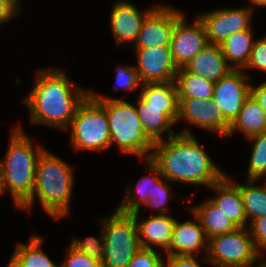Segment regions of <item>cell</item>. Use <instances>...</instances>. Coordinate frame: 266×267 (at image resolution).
Returning <instances> with one entry per match:
<instances>
[{
	"instance_id": "24",
	"label": "cell",
	"mask_w": 266,
	"mask_h": 267,
	"mask_svg": "<svg viewBox=\"0 0 266 267\" xmlns=\"http://www.w3.org/2000/svg\"><path fill=\"white\" fill-rule=\"evenodd\" d=\"M43 238L34 234L28 243H18L5 267H59L43 250Z\"/></svg>"
},
{
	"instance_id": "32",
	"label": "cell",
	"mask_w": 266,
	"mask_h": 267,
	"mask_svg": "<svg viewBox=\"0 0 266 267\" xmlns=\"http://www.w3.org/2000/svg\"><path fill=\"white\" fill-rule=\"evenodd\" d=\"M116 70V81L113 90L125 89L133 91L135 88H141L142 82L139 73L135 70L134 65H121L115 68Z\"/></svg>"
},
{
	"instance_id": "2",
	"label": "cell",
	"mask_w": 266,
	"mask_h": 267,
	"mask_svg": "<svg viewBox=\"0 0 266 267\" xmlns=\"http://www.w3.org/2000/svg\"><path fill=\"white\" fill-rule=\"evenodd\" d=\"M36 73L32 90L23 98L31 123L68 131L77 108L90 90L73 86L60 68L39 69Z\"/></svg>"
},
{
	"instance_id": "42",
	"label": "cell",
	"mask_w": 266,
	"mask_h": 267,
	"mask_svg": "<svg viewBox=\"0 0 266 267\" xmlns=\"http://www.w3.org/2000/svg\"><path fill=\"white\" fill-rule=\"evenodd\" d=\"M19 9H21V1L20 0H11Z\"/></svg>"
},
{
	"instance_id": "31",
	"label": "cell",
	"mask_w": 266,
	"mask_h": 267,
	"mask_svg": "<svg viewBox=\"0 0 266 267\" xmlns=\"http://www.w3.org/2000/svg\"><path fill=\"white\" fill-rule=\"evenodd\" d=\"M170 183L166 178H161L154 187L152 195L145 203V207H151L157 210L158 215L169 214L168 202L172 196L170 189Z\"/></svg>"
},
{
	"instance_id": "18",
	"label": "cell",
	"mask_w": 266,
	"mask_h": 267,
	"mask_svg": "<svg viewBox=\"0 0 266 267\" xmlns=\"http://www.w3.org/2000/svg\"><path fill=\"white\" fill-rule=\"evenodd\" d=\"M208 190H212L217 194L208 199L219 207L238 228L248 227V220L239 187L228 174H225L218 182L208 188Z\"/></svg>"
},
{
	"instance_id": "9",
	"label": "cell",
	"mask_w": 266,
	"mask_h": 267,
	"mask_svg": "<svg viewBox=\"0 0 266 267\" xmlns=\"http://www.w3.org/2000/svg\"><path fill=\"white\" fill-rule=\"evenodd\" d=\"M243 69H233L214 85L212 102L231 125L250 96L251 75Z\"/></svg>"
},
{
	"instance_id": "10",
	"label": "cell",
	"mask_w": 266,
	"mask_h": 267,
	"mask_svg": "<svg viewBox=\"0 0 266 267\" xmlns=\"http://www.w3.org/2000/svg\"><path fill=\"white\" fill-rule=\"evenodd\" d=\"M254 8H221L209 10L197 17L204 26L208 44L220 45L226 38L235 32L252 28V14Z\"/></svg>"
},
{
	"instance_id": "30",
	"label": "cell",
	"mask_w": 266,
	"mask_h": 267,
	"mask_svg": "<svg viewBox=\"0 0 266 267\" xmlns=\"http://www.w3.org/2000/svg\"><path fill=\"white\" fill-rule=\"evenodd\" d=\"M100 228L101 234L97 238L95 236H89L85 239L73 237L69 245L102 264L104 258V236L102 226Z\"/></svg>"
},
{
	"instance_id": "21",
	"label": "cell",
	"mask_w": 266,
	"mask_h": 267,
	"mask_svg": "<svg viewBox=\"0 0 266 267\" xmlns=\"http://www.w3.org/2000/svg\"><path fill=\"white\" fill-rule=\"evenodd\" d=\"M143 161L146 162L145 165H147L149 175L147 174L137 182L136 191L133 189V184L128 187L123 200H121L122 202L116 208L120 212L134 213L140 211L142 206L144 207L145 203L152 195L155 185L162 178L158 166L150 158Z\"/></svg>"
},
{
	"instance_id": "34",
	"label": "cell",
	"mask_w": 266,
	"mask_h": 267,
	"mask_svg": "<svg viewBox=\"0 0 266 267\" xmlns=\"http://www.w3.org/2000/svg\"><path fill=\"white\" fill-rule=\"evenodd\" d=\"M245 69L266 72V36L255 39L250 60L243 70Z\"/></svg>"
},
{
	"instance_id": "35",
	"label": "cell",
	"mask_w": 266,
	"mask_h": 267,
	"mask_svg": "<svg viewBox=\"0 0 266 267\" xmlns=\"http://www.w3.org/2000/svg\"><path fill=\"white\" fill-rule=\"evenodd\" d=\"M247 228L253 239L255 248L264 257V254H266V216L252 220Z\"/></svg>"
},
{
	"instance_id": "20",
	"label": "cell",
	"mask_w": 266,
	"mask_h": 267,
	"mask_svg": "<svg viewBox=\"0 0 266 267\" xmlns=\"http://www.w3.org/2000/svg\"><path fill=\"white\" fill-rule=\"evenodd\" d=\"M184 68L213 83L233 70L227 63L220 45L215 44H207Z\"/></svg>"
},
{
	"instance_id": "16",
	"label": "cell",
	"mask_w": 266,
	"mask_h": 267,
	"mask_svg": "<svg viewBox=\"0 0 266 267\" xmlns=\"http://www.w3.org/2000/svg\"><path fill=\"white\" fill-rule=\"evenodd\" d=\"M137 100L138 117L145 134L153 143L164 140V136L170 138L176 135L172 127L177 123L178 106L149 105L140 95Z\"/></svg>"
},
{
	"instance_id": "33",
	"label": "cell",
	"mask_w": 266,
	"mask_h": 267,
	"mask_svg": "<svg viewBox=\"0 0 266 267\" xmlns=\"http://www.w3.org/2000/svg\"><path fill=\"white\" fill-rule=\"evenodd\" d=\"M157 249L140 248L128 267H165V260Z\"/></svg>"
},
{
	"instance_id": "27",
	"label": "cell",
	"mask_w": 266,
	"mask_h": 267,
	"mask_svg": "<svg viewBox=\"0 0 266 267\" xmlns=\"http://www.w3.org/2000/svg\"><path fill=\"white\" fill-rule=\"evenodd\" d=\"M246 181V184L233 182L239 187L249 224L256 218L266 216V183L258 186L256 179H246Z\"/></svg>"
},
{
	"instance_id": "12",
	"label": "cell",
	"mask_w": 266,
	"mask_h": 267,
	"mask_svg": "<svg viewBox=\"0 0 266 267\" xmlns=\"http://www.w3.org/2000/svg\"><path fill=\"white\" fill-rule=\"evenodd\" d=\"M135 70L142 84L164 83L175 80L179 68L173 60L170 46L135 48Z\"/></svg>"
},
{
	"instance_id": "8",
	"label": "cell",
	"mask_w": 266,
	"mask_h": 267,
	"mask_svg": "<svg viewBox=\"0 0 266 267\" xmlns=\"http://www.w3.org/2000/svg\"><path fill=\"white\" fill-rule=\"evenodd\" d=\"M262 257L248 228L242 227L208 239L206 258L201 260L215 267H257Z\"/></svg>"
},
{
	"instance_id": "40",
	"label": "cell",
	"mask_w": 266,
	"mask_h": 267,
	"mask_svg": "<svg viewBox=\"0 0 266 267\" xmlns=\"http://www.w3.org/2000/svg\"><path fill=\"white\" fill-rule=\"evenodd\" d=\"M248 1L252 5L251 7L254 8V9L256 7H259V8L266 7V0H248Z\"/></svg>"
},
{
	"instance_id": "38",
	"label": "cell",
	"mask_w": 266,
	"mask_h": 267,
	"mask_svg": "<svg viewBox=\"0 0 266 267\" xmlns=\"http://www.w3.org/2000/svg\"><path fill=\"white\" fill-rule=\"evenodd\" d=\"M21 10L11 0H0V26L15 19Z\"/></svg>"
},
{
	"instance_id": "26",
	"label": "cell",
	"mask_w": 266,
	"mask_h": 267,
	"mask_svg": "<svg viewBox=\"0 0 266 267\" xmlns=\"http://www.w3.org/2000/svg\"><path fill=\"white\" fill-rule=\"evenodd\" d=\"M178 98H202L212 100L215 83L188 72L184 67L176 74Z\"/></svg>"
},
{
	"instance_id": "14",
	"label": "cell",
	"mask_w": 266,
	"mask_h": 267,
	"mask_svg": "<svg viewBox=\"0 0 266 267\" xmlns=\"http://www.w3.org/2000/svg\"><path fill=\"white\" fill-rule=\"evenodd\" d=\"M178 121L186 122L226 137L230 124L210 99L178 98Z\"/></svg>"
},
{
	"instance_id": "4",
	"label": "cell",
	"mask_w": 266,
	"mask_h": 267,
	"mask_svg": "<svg viewBox=\"0 0 266 267\" xmlns=\"http://www.w3.org/2000/svg\"><path fill=\"white\" fill-rule=\"evenodd\" d=\"M72 166L45 149L36 164L35 185L31 199L21 208L32 212L36 199L52 219L70 215V201L74 189Z\"/></svg>"
},
{
	"instance_id": "5",
	"label": "cell",
	"mask_w": 266,
	"mask_h": 267,
	"mask_svg": "<svg viewBox=\"0 0 266 267\" xmlns=\"http://www.w3.org/2000/svg\"><path fill=\"white\" fill-rule=\"evenodd\" d=\"M90 94L105 108L109 121L110 147L117 145L123 154H132L140 161L151 158L154 143L147 137L138 117L136 105L122 98Z\"/></svg>"
},
{
	"instance_id": "19",
	"label": "cell",
	"mask_w": 266,
	"mask_h": 267,
	"mask_svg": "<svg viewBox=\"0 0 266 267\" xmlns=\"http://www.w3.org/2000/svg\"><path fill=\"white\" fill-rule=\"evenodd\" d=\"M140 212L141 210L132 213L137 224L140 246L149 249H154L156 246L165 251L171 243L176 218L170 214H156L144 220L141 217V221L139 219Z\"/></svg>"
},
{
	"instance_id": "7",
	"label": "cell",
	"mask_w": 266,
	"mask_h": 267,
	"mask_svg": "<svg viewBox=\"0 0 266 267\" xmlns=\"http://www.w3.org/2000/svg\"><path fill=\"white\" fill-rule=\"evenodd\" d=\"M70 145L80 150H106L110 148L109 121L105 108L89 94L77 108L71 121Z\"/></svg>"
},
{
	"instance_id": "36",
	"label": "cell",
	"mask_w": 266,
	"mask_h": 267,
	"mask_svg": "<svg viewBox=\"0 0 266 267\" xmlns=\"http://www.w3.org/2000/svg\"><path fill=\"white\" fill-rule=\"evenodd\" d=\"M59 267H102V264L88 257L86 254L77 251L70 245L66 259H64Z\"/></svg>"
},
{
	"instance_id": "13",
	"label": "cell",
	"mask_w": 266,
	"mask_h": 267,
	"mask_svg": "<svg viewBox=\"0 0 266 267\" xmlns=\"http://www.w3.org/2000/svg\"><path fill=\"white\" fill-rule=\"evenodd\" d=\"M186 20L183 14L175 23L171 35V53L178 68L184 67L208 44L204 26L199 18L196 17L191 24Z\"/></svg>"
},
{
	"instance_id": "41",
	"label": "cell",
	"mask_w": 266,
	"mask_h": 267,
	"mask_svg": "<svg viewBox=\"0 0 266 267\" xmlns=\"http://www.w3.org/2000/svg\"><path fill=\"white\" fill-rule=\"evenodd\" d=\"M257 267H266V260H259Z\"/></svg>"
},
{
	"instance_id": "3",
	"label": "cell",
	"mask_w": 266,
	"mask_h": 267,
	"mask_svg": "<svg viewBox=\"0 0 266 267\" xmlns=\"http://www.w3.org/2000/svg\"><path fill=\"white\" fill-rule=\"evenodd\" d=\"M10 134L7 152L0 159V196L8 191L16 208L21 210L32 197L37 160L46 148L33 147L21 125L12 128Z\"/></svg>"
},
{
	"instance_id": "6",
	"label": "cell",
	"mask_w": 266,
	"mask_h": 267,
	"mask_svg": "<svg viewBox=\"0 0 266 267\" xmlns=\"http://www.w3.org/2000/svg\"><path fill=\"white\" fill-rule=\"evenodd\" d=\"M99 221L104 236L102 267H128L141 248L134 215L116 209Z\"/></svg>"
},
{
	"instance_id": "17",
	"label": "cell",
	"mask_w": 266,
	"mask_h": 267,
	"mask_svg": "<svg viewBox=\"0 0 266 267\" xmlns=\"http://www.w3.org/2000/svg\"><path fill=\"white\" fill-rule=\"evenodd\" d=\"M194 219L178 222L175 220L171 243L165 250V256H197L200 250L202 257L206 258L208 239L198 218L192 213Z\"/></svg>"
},
{
	"instance_id": "37",
	"label": "cell",
	"mask_w": 266,
	"mask_h": 267,
	"mask_svg": "<svg viewBox=\"0 0 266 267\" xmlns=\"http://www.w3.org/2000/svg\"><path fill=\"white\" fill-rule=\"evenodd\" d=\"M165 267H201V262L195 256H165Z\"/></svg>"
},
{
	"instance_id": "23",
	"label": "cell",
	"mask_w": 266,
	"mask_h": 267,
	"mask_svg": "<svg viewBox=\"0 0 266 267\" xmlns=\"http://www.w3.org/2000/svg\"><path fill=\"white\" fill-rule=\"evenodd\" d=\"M189 210L199 220L207 239L235 231L238 227L209 199Z\"/></svg>"
},
{
	"instance_id": "29",
	"label": "cell",
	"mask_w": 266,
	"mask_h": 267,
	"mask_svg": "<svg viewBox=\"0 0 266 267\" xmlns=\"http://www.w3.org/2000/svg\"><path fill=\"white\" fill-rule=\"evenodd\" d=\"M247 140L252 141L253 148L247 167L246 179H264L266 177V133L253 135Z\"/></svg>"
},
{
	"instance_id": "28",
	"label": "cell",
	"mask_w": 266,
	"mask_h": 267,
	"mask_svg": "<svg viewBox=\"0 0 266 267\" xmlns=\"http://www.w3.org/2000/svg\"><path fill=\"white\" fill-rule=\"evenodd\" d=\"M140 96L149 105L178 106V91L175 80L164 83L142 84Z\"/></svg>"
},
{
	"instance_id": "11",
	"label": "cell",
	"mask_w": 266,
	"mask_h": 267,
	"mask_svg": "<svg viewBox=\"0 0 266 267\" xmlns=\"http://www.w3.org/2000/svg\"><path fill=\"white\" fill-rule=\"evenodd\" d=\"M183 14L169 4H157L144 19L134 48L170 46L175 23Z\"/></svg>"
},
{
	"instance_id": "25",
	"label": "cell",
	"mask_w": 266,
	"mask_h": 267,
	"mask_svg": "<svg viewBox=\"0 0 266 267\" xmlns=\"http://www.w3.org/2000/svg\"><path fill=\"white\" fill-rule=\"evenodd\" d=\"M252 28L235 32L221 44L222 53L233 69H244L248 64L255 41Z\"/></svg>"
},
{
	"instance_id": "39",
	"label": "cell",
	"mask_w": 266,
	"mask_h": 267,
	"mask_svg": "<svg viewBox=\"0 0 266 267\" xmlns=\"http://www.w3.org/2000/svg\"><path fill=\"white\" fill-rule=\"evenodd\" d=\"M250 95L266 113V80L258 86L251 83Z\"/></svg>"
},
{
	"instance_id": "22",
	"label": "cell",
	"mask_w": 266,
	"mask_h": 267,
	"mask_svg": "<svg viewBox=\"0 0 266 267\" xmlns=\"http://www.w3.org/2000/svg\"><path fill=\"white\" fill-rule=\"evenodd\" d=\"M237 131L246 139L256 134L266 133V113L251 95L245 100L238 117L230 125L226 137H232Z\"/></svg>"
},
{
	"instance_id": "15",
	"label": "cell",
	"mask_w": 266,
	"mask_h": 267,
	"mask_svg": "<svg viewBox=\"0 0 266 267\" xmlns=\"http://www.w3.org/2000/svg\"><path fill=\"white\" fill-rule=\"evenodd\" d=\"M157 6L153 5L146 10L138 8L125 0H117L112 4L110 11V27L117 45H134L146 16ZM142 11V12H141ZM132 43V44H131Z\"/></svg>"
},
{
	"instance_id": "1",
	"label": "cell",
	"mask_w": 266,
	"mask_h": 267,
	"mask_svg": "<svg viewBox=\"0 0 266 267\" xmlns=\"http://www.w3.org/2000/svg\"><path fill=\"white\" fill-rule=\"evenodd\" d=\"M169 182L210 188L226 172L214 163L189 128L154 143L150 158Z\"/></svg>"
}]
</instances>
